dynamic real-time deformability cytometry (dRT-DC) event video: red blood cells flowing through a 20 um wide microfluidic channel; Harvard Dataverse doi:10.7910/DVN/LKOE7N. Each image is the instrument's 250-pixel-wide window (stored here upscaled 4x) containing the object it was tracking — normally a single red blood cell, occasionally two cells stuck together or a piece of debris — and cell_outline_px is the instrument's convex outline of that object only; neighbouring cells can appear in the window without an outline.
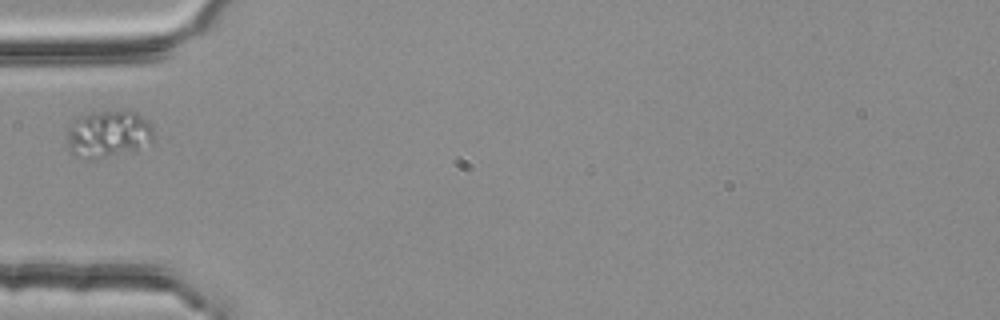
{"species": "common noctule bat (a hibernating species)", "species_latin": "Nyctalus noctula", "temperature_condition": "room temperature", "stored_images_in_passage": 1, "camera_frame_rate_fps": 3000, "um_per_image_px": 0.085, "animal": {"sex": "female", "body_mass_g": 25.1}, "frame": {"image": 1, "passage_image": 1, "time_ms": 0.0, "image_size_px": [1000, 320], "cell_outline_px": [[152, 140], [136, 152], [92, 160], [84, 160], [76, 156], [68, 148], [68, 128], [72, 120], [80, 116], [104, 112], [136, 112], [152, 128]], "centroid_in_image_um": [9.17, 11.46], "position_along_channel_um": 75.8, "area_um2": 23.7}}